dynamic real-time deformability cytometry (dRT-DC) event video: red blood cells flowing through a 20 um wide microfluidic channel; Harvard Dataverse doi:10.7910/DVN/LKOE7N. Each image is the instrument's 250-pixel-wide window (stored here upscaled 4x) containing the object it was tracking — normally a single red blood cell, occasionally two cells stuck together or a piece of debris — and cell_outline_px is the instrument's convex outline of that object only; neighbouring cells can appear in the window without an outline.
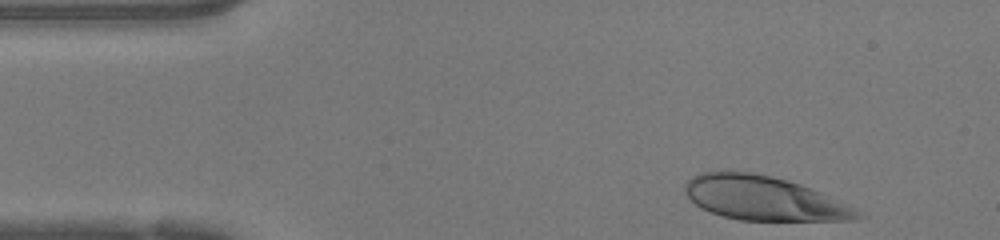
{"species": "human", "species_latin": "Homo sapiens", "temperature_condition": "warm", "stored_images_in_passage": 34, "camera_frame_rate_fps": 3000, "um_per_image_px": 0.085, "donor": {"sex": "female"}, "frame": {"image": 1, "passage_image": 1, "time_ms": 0.0, "image_size_px": [1000, 240], "cell_outline_px": [[868, 216], [856, 220], [740, 220], [724, 216], [700, 208], [688, 196], [684, 188], [684, 184], [692, 176], [700, 172], [748, 172], [772, 176], [788, 180], [800, 184], [848, 204]], "centroid_in_image_um": [64.95, 16.86], "position_along_channel_um": 20.0, "area_um2": 44.04}}
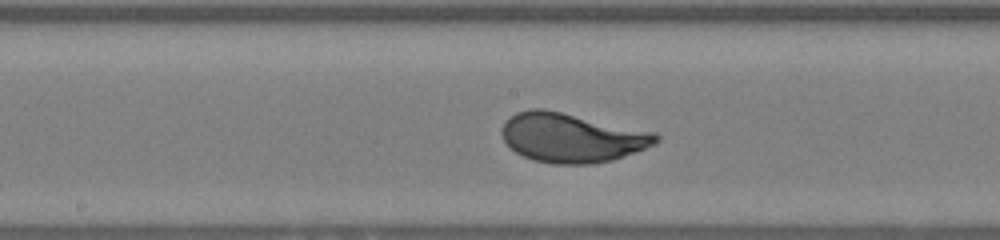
{"frame": {"image": 2, "passage_image": 19, "time_ms": 6.0, "image_size_px": [1000, 240], "cell_outline_px": [[660, 140], [656, 144], [612, 160], [592, 164], [552, 164], [532, 160], [516, 152], [504, 140], [500, 132], [504, 124], [516, 112], [528, 108], [544, 108], [656, 132], [660, 136]], "centroid_in_image_um": [48.61, 11.7], "position_along_channel_um": 199.6, "area_um2": 44.33}}
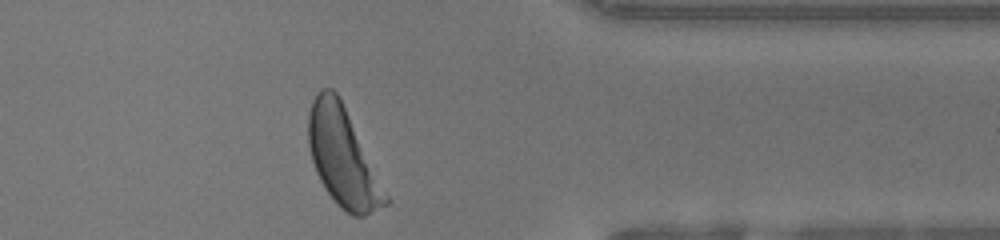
{"frame": {"image": 3, "passage_image": 33, "time_ms": 10.667, "image_size_px": [1000, 240], "cell_outline_px": [[392, 200], [388, 204], [364, 216], [352, 216], [344, 212], [336, 204], [324, 188], [316, 172], [308, 148], [308, 112], [312, 100], [316, 92], [320, 88], [332, 88], [340, 96]], "centroid_in_image_um": [29.16, 13.36], "position_along_channel_um": 382.2, "area_um2": 45.03}, "authors_computed_cell_mechanics": {"area_um2": 43.8124, "velocity_mm_per_s": 4.256, "shape_relaxation_time_tau1_ms": 3.1713, "shape_relaxation_time_tau2_ms": null, "deformation_change_tau1": 0.2045, "deformation_change_tau2": null}}